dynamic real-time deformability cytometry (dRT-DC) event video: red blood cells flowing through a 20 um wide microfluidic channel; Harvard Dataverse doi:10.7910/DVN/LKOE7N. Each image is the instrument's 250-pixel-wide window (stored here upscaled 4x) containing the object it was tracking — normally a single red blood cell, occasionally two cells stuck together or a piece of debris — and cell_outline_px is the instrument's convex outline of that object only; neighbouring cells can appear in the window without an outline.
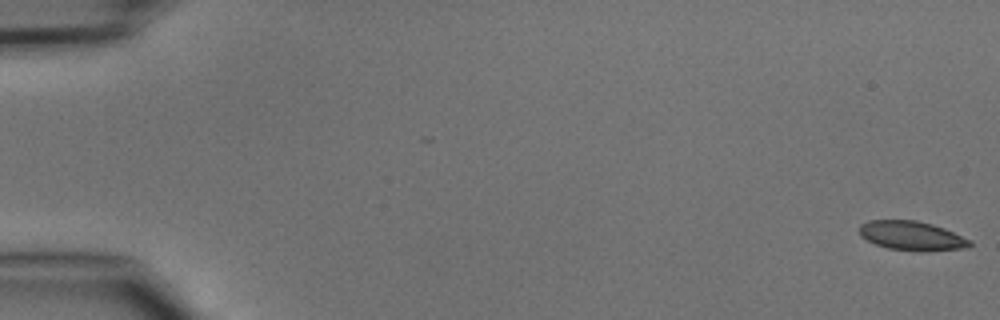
{"species": "common noctule bat (a hibernating species)", "species_latin": "Nyctalus noctula", "temperature_condition": "cold", "stored_images_in_passage": 48, "camera_frame_rate_fps": 3000, "um_per_image_px": 0.085, "animal": {"sex": "male", "body_mass_g": 15.6}, "frame": {"image": 1, "passage_image": 1, "time_ms": 0.0, "image_size_px": [1000, 320], "cell_outline_px": [[972, 244], [968, 248], [924, 252], [920, 252], [888, 248], [876, 244], [860, 236], [860, 224], [868, 220], [916, 220], [932, 224], [944, 228], [972, 240]], "centroid_in_image_um": [77.54, 20.05], "position_along_channel_um": 7.5, "area_um2": 19.02}}
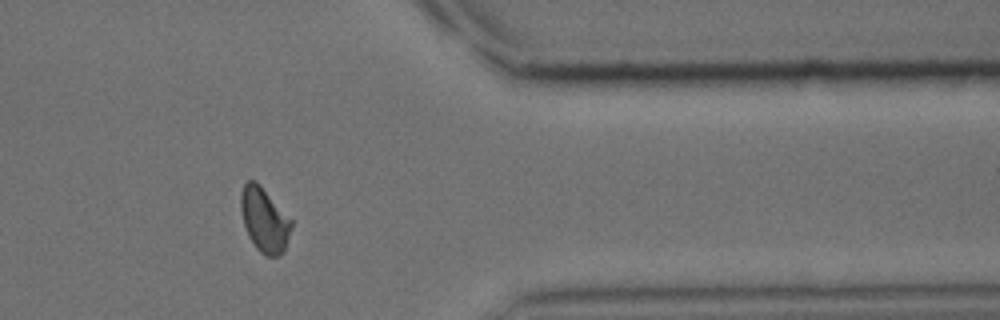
{"frame": {"image": 2, "passage_image": 40, "time_ms": 13.0, "image_size_px": [1000, 320], "cell_outline_px": [[292, 228], [284, 252], [280, 256], [268, 256], [260, 252], [256, 248], [248, 236], [244, 224], [240, 208], [240, 192], [244, 184], [248, 180], [256, 180], [260, 184], [292, 220]], "centroid_in_image_um": [22.47, 18.68], "position_along_channel_um": 388.9, "area_um2": 19.13}}
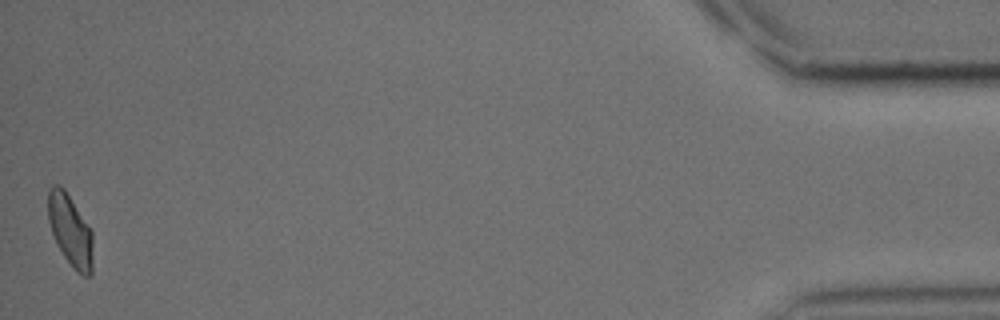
{"frame": {"image": 3, "passage_image": 48, "time_ms": 15.667, "image_size_px": [1000, 320], "cell_outline_px": [[92, 272], [88, 276], [84, 276], [76, 272], [72, 268], [56, 244], [48, 220], [48, 188], [52, 184], [60, 184], [64, 188], [92, 228]], "centroid_in_image_um": [5.97, 19.56], "position_along_channel_um": 429.2, "area_um2": 19.07}}